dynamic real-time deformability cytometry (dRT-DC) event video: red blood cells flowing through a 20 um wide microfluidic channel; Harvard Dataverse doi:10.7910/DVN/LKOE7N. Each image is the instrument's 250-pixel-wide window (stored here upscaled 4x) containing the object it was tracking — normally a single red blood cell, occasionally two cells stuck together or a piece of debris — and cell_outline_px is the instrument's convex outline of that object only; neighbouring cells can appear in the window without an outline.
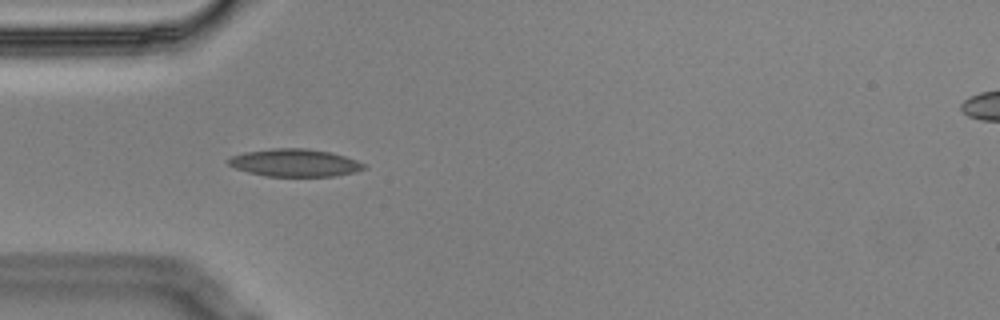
{"species": "Egyptian fruit bat (a non-hibernating species)", "species_latin": "Rousettus aegyptiacus", "temperature_condition": "cold", "stored_images_in_passage": 6, "camera_frame_rate_fps": 3000, "um_per_image_px": 0.085, "animal": {"sex": "male"}, "frame": {"image": 1, "passage_image": 5, "time_ms": 1.333, "image_size_px": [1000, 320], "cell_outline_px": [[368, 168], [356, 172], [336, 176], [264, 176], [248, 172], [236, 168], [228, 164], [224, 160], [232, 156], [244, 152], [272, 148], [308, 148], [332, 152], [356, 160], [364, 164]], "centroid_in_image_um": [25.06, 13.83], "position_along_channel_um": 59.9, "area_um2": 22.02}}